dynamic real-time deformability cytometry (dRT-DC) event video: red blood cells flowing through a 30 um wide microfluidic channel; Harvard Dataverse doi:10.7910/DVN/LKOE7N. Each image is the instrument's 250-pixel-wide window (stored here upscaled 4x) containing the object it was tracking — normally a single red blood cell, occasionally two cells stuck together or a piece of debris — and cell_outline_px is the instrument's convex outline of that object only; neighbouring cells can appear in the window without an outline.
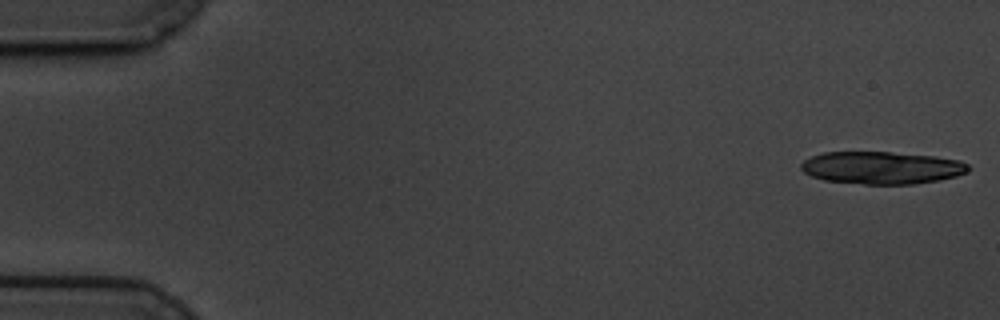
{"species": "common noctule bat (a hibernating species)", "species_latin": "Nyctalus noctula", "temperature_condition": "cold", "stored_images_in_passage": 17, "camera_frame_rate_fps": 3000, "um_per_image_px": 0.085, "animal": {"sex": "male", "body_mass_g": 19.5, "forearm_length_mm": 54.6}, "frame": {"image": 1, "passage_image": 1, "time_ms": 0.0, "image_size_px": [1000, 320], "cell_outline_px": [[968, 172], [956, 176], [936, 180], [912, 184], [864, 184], [824, 180], [812, 176], [804, 172], [800, 168], [800, 164], [804, 160], [812, 156], [824, 152], [888, 152], [936, 156], [960, 160], [968, 164]], "centroid_in_image_um": [74.93, 14.25], "position_along_channel_um": 10.1, "area_um2": 31.56}}